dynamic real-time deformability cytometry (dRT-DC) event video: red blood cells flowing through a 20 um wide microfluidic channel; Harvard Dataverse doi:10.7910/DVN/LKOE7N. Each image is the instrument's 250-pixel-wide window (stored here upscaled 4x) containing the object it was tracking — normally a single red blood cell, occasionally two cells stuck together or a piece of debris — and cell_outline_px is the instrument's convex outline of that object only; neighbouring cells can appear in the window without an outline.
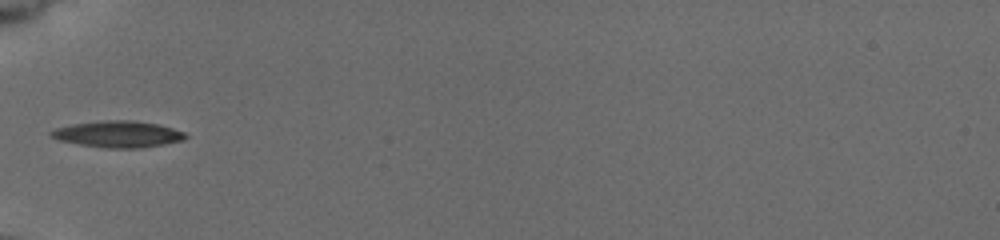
{"species": "common noctule bat (a hibernating species)", "species_latin": "Nyctalus noctula", "temperature_condition": "cold", "stored_images_in_passage": 14, "camera_frame_rate_fps": 3000, "um_per_image_px": 0.085, "animal": {"sex": "female", "body_mass_g": 19.5, "forearm_length_mm": 54.1}, "frame": {"image": 1, "passage_image": 1, "time_ms": 0.0, "image_size_px": [1000, 240], "cell_outline_px": [[188, 136], [184, 140], [164, 144], [140, 148], [108, 148], [80, 144], [60, 140], [52, 136], [48, 132], [56, 128], [72, 124], [100, 120], [136, 120], [160, 124], [184, 132]], "centroid_in_image_um": [10.07, 11.39], "position_along_channel_um": 74.9, "area_um2": 20.75}}
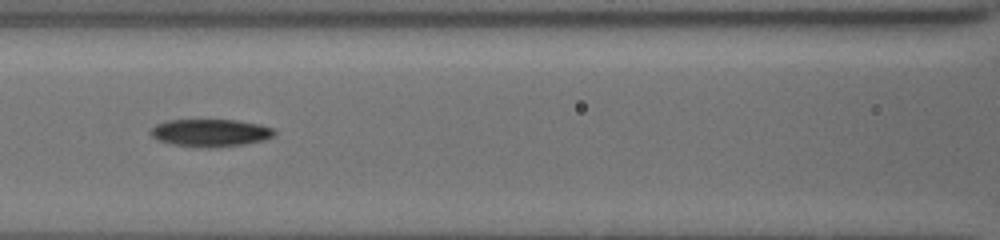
{"frame": {"image": 2, "passage_image": 8, "time_ms": 2.0, "image_size_px": [1000, 240], "cell_outline_px": [[276, 132], [272, 136], [264, 140], [244, 144], [216, 148], [208, 148], [172, 144], [156, 140], [148, 132], [156, 124], [168, 120], [236, 120], [260, 124], [272, 128]], "centroid_in_image_um": [17.86, 11.29], "position_along_channel_um": 148.7, "area_um2": 19.94}}
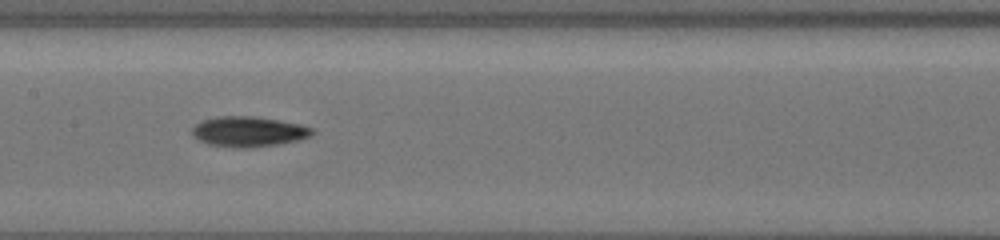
{"frame": {"image": 3, "passage_image": 13, "time_ms": 3.0, "image_size_px": [1000, 240], "cell_outline_px": [[316, 132], [300, 140], [276, 144], [248, 148], [236, 148], [208, 144], [192, 136], [192, 128], [200, 120], [216, 116], [256, 116], [280, 120], [300, 124], [312, 128]], "centroid_in_image_um": [21.1, 11.17], "position_along_channel_um": 186.3, "area_um2": 21.33}}